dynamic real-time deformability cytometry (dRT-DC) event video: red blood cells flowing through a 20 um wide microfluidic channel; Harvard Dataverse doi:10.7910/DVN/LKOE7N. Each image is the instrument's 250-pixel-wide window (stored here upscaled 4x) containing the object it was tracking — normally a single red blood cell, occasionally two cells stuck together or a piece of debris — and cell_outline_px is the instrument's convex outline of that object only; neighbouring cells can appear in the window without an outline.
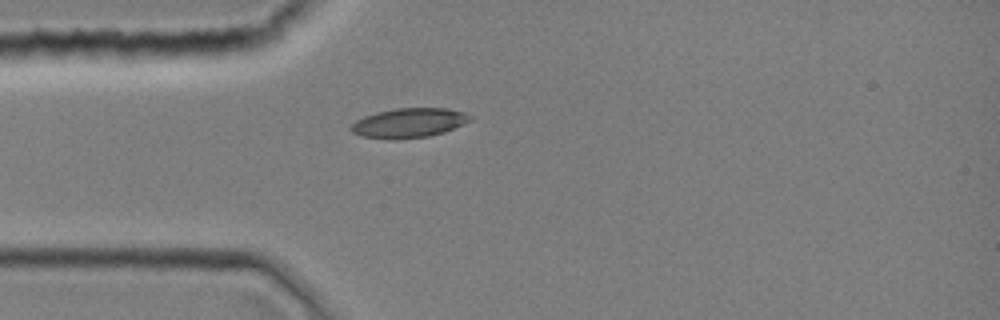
{"species": "common noctule bat (a hibernating species)", "species_latin": "Nyctalus noctula", "temperature_condition": "room temperature", "stored_images_in_passage": 1, "camera_frame_rate_fps": 3000, "um_per_image_px": 0.085, "animal": {"sex": "female", "body_mass_g": 19.0, "forearm_length_mm": 51.5}, "frame": {"image": 1, "passage_image": 1, "time_ms": 0.0, "image_size_px": [1000, 320], "cell_outline_px": [[472, 120], [444, 132], [428, 136], [400, 140], [392, 140], [360, 136], [352, 132], [348, 128], [356, 120], [364, 116], [376, 112], [396, 108], [448, 108], [464, 112], [472, 116]], "centroid_in_image_um": [34.73, 10.45], "position_along_channel_um": 50.3, "area_um2": 20.75}}